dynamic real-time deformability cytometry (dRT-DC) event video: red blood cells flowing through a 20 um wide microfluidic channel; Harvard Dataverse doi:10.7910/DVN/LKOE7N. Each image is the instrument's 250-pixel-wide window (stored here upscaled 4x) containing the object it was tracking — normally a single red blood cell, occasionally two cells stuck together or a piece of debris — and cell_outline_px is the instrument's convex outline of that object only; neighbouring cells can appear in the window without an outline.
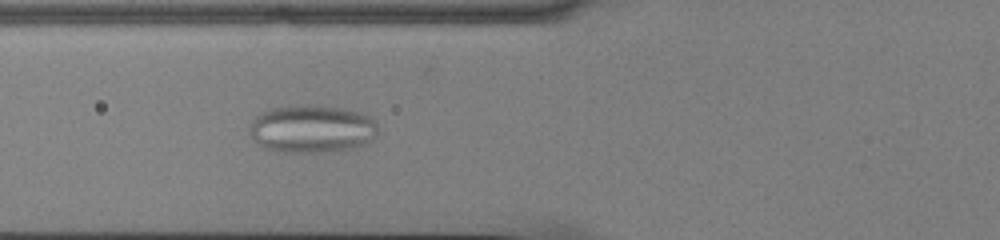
{"species": "common noctule bat (a hibernating species)", "species_latin": "Nyctalus noctula", "temperature_condition": "cold", "stored_images_in_passage": 40, "camera_frame_rate_fps": 3000, "um_per_image_px": 0.085, "animal": {"sex": "male", "body_mass_g": 13.0, "forearm_length_mm": 53.1}, "frame": {"image": 1, "passage_image": 7, "time_ms": 2.0, "image_size_px": [1000, 240], "cell_outline_px": [[376, 136], [368, 144], [356, 148], [328, 152], [284, 152], [264, 148], [252, 136], [252, 120], [260, 112], [272, 108], [340, 108], [360, 112], [368, 116], [376, 124]], "centroid_in_image_um": [26.57, 11.02], "position_along_channel_um": 99.2, "area_um2": 34.68}}
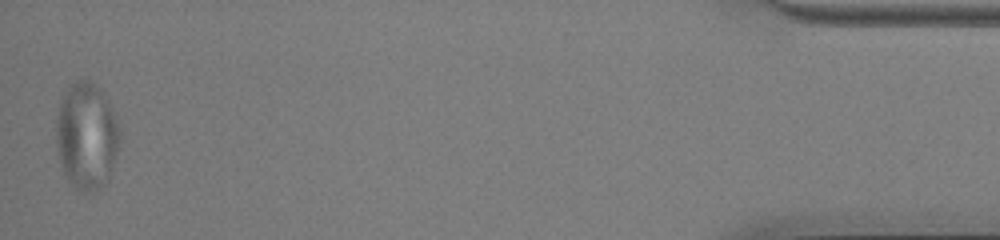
{"frame": {"image": 2, "passage_image": 40, "time_ms": 13.0, "image_size_px": [1000, 240], "cell_outline_px": [[120, 140], [108, 180], [100, 188], [92, 192], [80, 192], [68, 180], [60, 164], [56, 140], [56, 116], [60, 96], [68, 84], [76, 80], [88, 80], [96, 84], [100, 88], [120, 128]], "centroid_in_image_um": [7.32, 11.53], "position_along_channel_um": 427.9, "area_um2": 39.82}}